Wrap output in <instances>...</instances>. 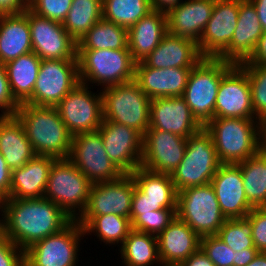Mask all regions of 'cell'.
Instances as JSON below:
<instances>
[{
    "label": "cell",
    "instance_id": "cell-1",
    "mask_svg": "<svg viewBox=\"0 0 266 266\" xmlns=\"http://www.w3.org/2000/svg\"><path fill=\"white\" fill-rule=\"evenodd\" d=\"M0 215V230L24 251L73 221L61 207L44 197L5 198L0 201Z\"/></svg>",
    "mask_w": 266,
    "mask_h": 266
},
{
    "label": "cell",
    "instance_id": "cell-2",
    "mask_svg": "<svg viewBox=\"0 0 266 266\" xmlns=\"http://www.w3.org/2000/svg\"><path fill=\"white\" fill-rule=\"evenodd\" d=\"M15 116L25 130L36 155L68 159L73 135L56 107L20 104Z\"/></svg>",
    "mask_w": 266,
    "mask_h": 266
},
{
    "label": "cell",
    "instance_id": "cell-3",
    "mask_svg": "<svg viewBox=\"0 0 266 266\" xmlns=\"http://www.w3.org/2000/svg\"><path fill=\"white\" fill-rule=\"evenodd\" d=\"M204 129L221 164L240 163L261 150L258 119L213 118Z\"/></svg>",
    "mask_w": 266,
    "mask_h": 266
},
{
    "label": "cell",
    "instance_id": "cell-4",
    "mask_svg": "<svg viewBox=\"0 0 266 266\" xmlns=\"http://www.w3.org/2000/svg\"><path fill=\"white\" fill-rule=\"evenodd\" d=\"M234 65L218 58H202L191 69L182 97L203 128L215 118L219 83Z\"/></svg>",
    "mask_w": 266,
    "mask_h": 266
},
{
    "label": "cell",
    "instance_id": "cell-5",
    "mask_svg": "<svg viewBox=\"0 0 266 266\" xmlns=\"http://www.w3.org/2000/svg\"><path fill=\"white\" fill-rule=\"evenodd\" d=\"M77 58L79 81L93 89V86L100 85L101 90L134 80L136 63L129 49L77 50Z\"/></svg>",
    "mask_w": 266,
    "mask_h": 266
},
{
    "label": "cell",
    "instance_id": "cell-6",
    "mask_svg": "<svg viewBox=\"0 0 266 266\" xmlns=\"http://www.w3.org/2000/svg\"><path fill=\"white\" fill-rule=\"evenodd\" d=\"M103 120H108L139 131L142 135L150 127L151 99L133 80L103 88Z\"/></svg>",
    "mask_w": 266,
    "mask_h": 266
},
{
    "label": "cell",
    "instance_id": "cell-7",
    "mask_svg": "<svg viewBox=\"0 0 266 266\" xmlns=\"http://www.w3.org/2000/svg\"><path fill=\"white\" fill-rule=\"evenodd\" d=\"M220 165L211 135L202 128L186 138L183 159L171 174L175 189L209 184Z\"/></svg>",
    "mask_w": 266,
    "mask_h": 266
},
{
    "label": "cell",
    "instance_id": "cell-8",
    "mask_svg": "<svg viewBox=\"0 0 266 266\" xmlns=\"http://www.w3.org/2000/svg\"><path fill=\"white\" fill-rule=\"evenodd\" d=\"M91 186L92 183L69 159H56L43 197L77 220L86 208Z\"/></svg>",
    "mask_w": 266,
    "mask_h": 266
},
{
    "label": "cell",
    "instance_id": "cell-9",
    "mask_svg": "<svg viewBox=\"0 0 266 266\" xmlns=\"http://www.w3.org/2000/svg\"><path fill=\"white\" fill-rule=\"evenodd\" d=\"M176 215L200 237L217 235L226 221L210 183L179 191Z\"/></svg>",
    "mask_w": 266,
    "mask_h": 266
},
{
    "label": "cell",
    "instance_id": "cell-10",
    "mask_svg": "<svg viewBox=\"0 0 266 266\" xmlns=\"http://www.w3.org/2000/svg\"><path fill=\"white\" fill-rule=\"evenodd\" d=\"M83 227L73 220L60 232L47 236L24 251L25 266H79Z\"/></svg>",
    "mask_w": 266,
    "mask_h": 266
},
{
    "label": "cell",
    "instance_id": "cell-11",
    "mask_svg": "<svg viewBox=\"0 0 266 266\" xmlns=\"http://www.w3.org/2000/svg\"><path fill=\"white\" fill-rule=\"evenodd\" d=\"M79 83L78 59L41 60L32 97L26 103L55 107Z\"/></svg>",
    "mask_w": 266,
    "mask_h": 266
},
{
    "label": "cell",
    "instance_id": "cell-12",
    "mask_svg": "<svg viewBox=\"0 0 266 266\" xmlns=\"http://www.w3.org/2000/svg\"><path fill=\"white\" fill-rule=\"evenodd\" d=\"M68 159L92 184L117 180L123 175L108 157L98 130L73 135Z\"/></svg>",
    "mask_w": 266,
    "mask_h": 266
},
{
    "label": "cell",
    "instance_id": "cell-13",
    "mask_svg": "<svg viewBox=\"0 0 266 266\" xmlns=\"http://www.w3.org/2000/svg\"><path fill=\"white\" fill-rule=\"evenodd\" d=\"M55 107L72 135L98 130L103 120L101 91L93 93L81 82Z\"/></svg>",
    "mask_w": 266,
    "mask_h": 266
},
{
    "label": "cell",
    "instance_id": "cell-14",
    "mask_svg": "<svg viewBox=\"0 0 266 266\" xmlns=\"http://www.w3.org/2000/svg\"><path fill=\"white\" fill-rule=\"evenodd\" d=\"M98 131L108 157L123 174L141 166L143 135L139 131L108 120H102Z\"/></svg>",
    "mask_w": 266,
    "mask_h": 266
},
{
    "label": "cell",
    "instance_id": "cell-15",
    "mask_svg": "<svg viewBox=\"0 0 266 266\" xmlns=\"http://www.w3.org/2000/svg\"><path fill=\"white\" fill-rule=\"evenodd\" d=\"M33 52L41 59H78L77 43L63 24L37 15L27 8Z\"/></svg>",
    "mask_w": 266,
    "mask_h": 266
},
{
    "label": "cell",
    "instance_id": "cell-16",
    "mask_svg": "<svg viewBox=\"0 0 266 266\" xmlns=\"http://www.w3.org/2000/svg\"><path fill=\"white\" fill-rule=\"evenodd\" d=\"M186 138L174 133L148 128L143 135L141 166L156 173L171 175L181 163Z\"/></svg>",
    "mask_w": 266,
    "mask_h": 266
},
{
    "label": "cell",
    "instance_id": "cell-17",
    "mask_svg": "<svg viewBox=\"0 0 266 266\" xmlns=\"http://www.w3.org/2000/svg\"><path fill=\"white\" fill-rule=\"evenodd\" d=\"M135 181L131 174H123L113 181L93 183L88 202L81 216L116 214L130 219Z\"/></svg>",
    "mask_w": 266,
    "mask_h": 266
},
{
    "label": "cell",
    "instance_id": "cell-18",
    "mask_svg": "<svg viewBox=\"0 0 266 266\" xmlns=\"http://www.w3.org/2000/svg\"><path fill=\"white\" fill-rule=\"evenodd\" d=\"M215 118L257 119L252 108L247 73L235 64L221 79L215 102Z\"/></svg>",
    "mask_w": 266,
    "mask_h": 266
},
{
    "label": "cell",
    "instance_id": "cell-19",
    "mask_svg": "<svg viewBox=\"0 0 266 266\" xmlns=\"http://www.w3.org/2000/svg\"><path fill=\"white\" fill-rule=\"evenodd\" d=\"M238 14L239 0H215L212 16L197 44L203 58H218L228 48Z\"/></svg>",
    "mask_w": 266,
    "mask_h": 266
},
{
    "label": "cell",
    "instance_id": "cell-20",
    "mask_svg": "<svg viewBox=\"0 0 266 266\" xmlns=\"http://www.w3.org/2000/svg\"><path fill=\"white\" fill-rule=\"evenodd\" d=\"M149 128L187 138L200 131L203 127L194 118L185 99L180 96L151 100Z\"/></svg>",
    "mask_w": 266,
    "mask_h": 266
},
{
    "label": "cell",
    "instance_id": "cell-21",
    "mask_svg": "<svg viewBox=\"0 0 266 266\" xmlns=\"http://www.w3.org/2000/svg\"><path fill=\"white\" fill-rule=\"evenodd\" d=\"M210 184L226 219L244 218L254 208L245 196L242 173L237 164H221Z\"/></svg>",
    "mask_w": 266,
    "mask_h": 266
},
{
    "label": "cell",
    "instance_id": "cell-22",
    "mask_svg": "<svg viewBox=\"0 0 266 266\" xmlns=\"http://www.w3.org/2000/svg\"><path fill=\"white\" fill-rule=\"evenodd\" d=\"M263 33L255 6L250 0H239V14L233 38L218 59L233 64L247 61Z\"/></svg>",
    "mask_w": 266,
    "mask_h": 266
},
{
    "label": "cell",
    "instance_id": "cell-23",
    "mask_svg": "<svg viewBox=\"0 0 266 266\" xmlns=\"http://www.w3.org/2000/svg\"><path fill=\"white\" fill-rule=\"evenodd\" d=\"M215 0H185L166 12L169 34L198 44L212 16Z\"/></svg>",
    "mask_w": 266,
    "mask_h": 266
},
{
    "label": "cell",
    "instance_id": "cell-24",
    "mask_svg": "<svg viewBox=\"0 0 266 266\" xmlns=\"http://www.w3.org/2000/svg\"><path fill=\"white\" fill-rule=\"evenodd\" d=\"M192 68H151L143 62L135 64L134 81L152 100L183 96Z\"/></svg>",
    "mask_w": 266,
    "mask_h": 266
},
{
    "label": "cell",
    "instance_id": "cell-25",
    "mask_svg": "<svg viewBox=\"0 0 266 266\" xmlns=\"http://www.w3.org/2000/svg\"><path fill=\"white\" fill-rule=\"evenodd\" d=\"M201 237L177 216L157 236L162 266H179L200 249Z\"/></svg>",
    "mask_w": 266,
    "mask_h": 266
},
{
    "label": "cell",
    "instance_id": "cell-26",
    "mask_svg": "<svg viewBox=\"0 0 266 266\" xmlns=\"http://www.w3.org/2000/svg\"><path fill=\"white\" fill-rule=\"evenodd\" d=\"M202 58L197 43L167 33L142 62L157 69L193 68Z\"/></svg>",
    "mask_w": 266,
    "mask_h": 266
},
{
    "label": "cell",
    "instance_id": "cell-27",
    "mask_svg": "<svg viewBox=\"0 0 266 266\" xmlns=\"http://www.w3.org/2000/svg\"><path fill=\"white\" fill-rule=\"evenodd\" d=\"M52 156L36 155L23 167L12 170L10 194L7 198H43L53 162Z\"/></svg>",
    "mask_w": 266,
    "mask_h": 266
},
{
    "label": "cell",
    "instance_id": "cell-28",
    "mask_svg": "<svg viewBox=\"0 0 266 266\" xmlns=\"http://www.w3.org/2000/svg\"><path fill=\"white\" fill-rule=\"evenodd\" d=\"M168 33L166 13L152 10L127 30L128 49L135 63L142 62Z\"/></svg>",
    "mask_w": 266,
    "mask_h": 266
},
{
    "label": "cell",
    "instance_id": "cell-29",
    "mask_svg": "<svg viewBox=\"0 0 266 266\" xmlns=\"http://www.w3.org/2000/svg\"><path fill=\"white\" fill-rule=\"evenodd\" d=\"M32 51L27 9L21 13L0 14V62L6 64Z\"/></svg>",
    "mask_w": 266,
    "mask_h": 266
},
{
    "label": "cell",
    "instance_id": "cell-30",
    "mask_svg": "<svg viewBox=\"0 0 266 266\" xmlns=\"http://www.w3.org/2000/svg\"><path fill=\"white\" fill-rule=\"evenodd\" d=\"M0 153L8 167H23L36 156L23 125L15 115H0Z\"/></svg>",
    "mask_w": 266,
    "mask_h": 266
},
{
    "label": "cell",
    "instance_id": "cell-31",
    "mask_svg": "<svg viewBox=\"0 0 266 266\" xmlns=\"http://www.w3.org/2000/svg\"><path fill=\"white\" fill-rule=\"evenodd\" d=\"M40 64L41 59L33 51L5 64L12 95L19 104L32 97Z\"/></svg>",
    "mask_w": 266,
    "mask_h": 266
},
{
    "label": "cell",
    "instance_id": "cell-32",
    "mask_svg": "<svg viewBox=\"0 0 266 266\" xmlns=\"http://www.w3.org/2000/svg\"><path fill=\"white\" fill-rule=\"evenodd\" d=\"M84 230V234L93 235L104 245L116 246L123 244L125 238L132 230L129 218L113 213L99 216H80L76 220Z\"/></svg>",
    "mask_w": 266,
    "mask_h": 266
},
{
    "label": "cell",
    "instance_id": "cell-33",
    "mask_svg": "<svg viewBox=\"0 0 266 266\" xmlns=\"http://www.w3.org/2000/svg\"><path fill=\"white\" fill-rule=\"evenodd\" d=\"M119 247L124 266H162L157 236L132 229Z\"/></svg>",
    "mask_w": 266,
    "mask_h": 266
},
{
    "label": "cell",
    "instance_id": "cell-34",
    "mask_svg": "<svg viewBox=\"0 0 266 266\" xmlns=\"http://www.w3.org/2000/svg\"><path fill=\"white\" fill-rule=\"evenodd\" d=\"M135 185L152 201H160L167 209H177V190L172 182L171 175L156 173L138 167L131 173Z\"/></svg>",
    "mask_w": 266,
    "mask_h": 266
},
{
    "label": "cell",
    "instance_id": "cell-35",
    "mask_svg": "<svg viewBox=\"0 0 266 266\" xmlns=\"http://www.w3.org/2000/svg\"><path fill=\"white\" fill-rule=\"evenodd\" d=\"M241 169L245 196L253 207L266 206V152L237 163Z\"/></svg>",
    "mask_w": 266,
    "mask_h": 266
},
{
    "label": "cell",
    "instance_id": "cell-36",
    "mask_svg": "<svg viewBox=\"0 0 266 266\" xmlns=\"http://www.w3.org/2000/svg\"><path fill=\"white\" fill-rule=\"evenodd\" d=\"M128 49L127 29L100 19L77 43V50Z\"/></svg>",
    "mask_w": 266,
    "mask_h": 266
},
{
    "label": "cell",
    "instance_id": "cell-37",
    "mask_svg": "<svg viewBox=\"0 0 266 266\" xmlns=\"http://www.w3.org/2000/svg\"><path fill=\"white\" fill-rule=\"evenodd\" d=\"M102 0H72L63 27L78 43L102 19Z\"/></svg>",
    "mask_w": 266,
    "mask_h": 266
},
{
    "label": "cell",
    "instance_id": "cell-38",
    "mask_svg": "<svg viewBox=\"0 0 266 266\" xmlns=\"http://www.w3.org/2000/svg\"><path fill=\"white\" fill-rule=\"evenodd\" d=\"M102 18L127 30L151 12V0H102Z\"/></svg>",
    "mask_w": 266,
    "mask_h": 266
},
{
    "label": "cell",
    "instance_id": "cell-39",
    "mask_svg": "<svg viewBox=\"0 0 266 266\" xmlns=\"http://www.w3.org/2000/svg\"><path fill=\"white\" fill-rule=\"evenodd\" d=\"M251 232V222L247 217L226 219L217 236L236 252L246 248H255Z\"/></svg>",
    "mask_w": 266,
    "mask_h": 266
},
{
    "label": "cell",
    "instance_id": "cell-40",
    "mask_svg": "<svg viewBox=\"0 0 266 266\" xmlns=\"http://www.w3.org/2000/svg\"><path fill=\"white\" fill-rule=\"evenodd\" d=\"M248 76L254 116L260 121L266 116V65L238 64Z\"/></svg>",
    "mask_w": 266,
    "mask_h": 266
},
{
    "label": "cell",
    "instance_id": "cell-41",
    "mask_svg": "<svg viewBox=\"0 0 266 266\" xmlns=\"http://www.w3.org/2000/svg\"><path fill=\"white\" fill-rule=\"evenodd\" d=\"M176 210L165 208L148 214L130 215L131 228L158 236L175 219Z\"/></svg>",
    "mask_w": 266,
    "mask_h": 266
},
{
    "label": "cell",
    "instance_id": "cell-42",
    "mask_svg": "<svg viewBox=\"0 0 266 266\" xmlns=\"http://www.w3.org/2000/svg\"><path fill=\"white\" fill-rule=\"evenodd\" d=\"M200 249L213 262L214 266H234L235 251L217 235L201 237Z\"/></svg>",
    "mask_w": 266,
    "mask_h": 266
},
{
    "label": "cell",
    "instance_id": "cell-43",
    "mask_svg": "<svg viewBox=\"0 0 266 266\" xmlns=\"http://www.w3.org/2000/svg\"><path fill=\"white\" fill-rule=\"evenodd\" d=\"M71 4L72 0H36L29 9L39 16L63 23Z\"/></svg>",
    "mask_w": 266,
    "mask_h": 266
},
{
    "label": "cell",
    "instance_id": "cell-44",
    "mask_svg": "<svg viewBox=\"0 0 266 266\" xmlns=\"http://www.w3.org/2000/svg\"><path fill=\"white\" fill-rule=\"evenodd\" d=\"M246 217L251 222V237L255 248L266 253V206L254 207Z\"/></svg>",
    "mask_w": 266,
    "mask_h": 266
},
{
    "label": "cell",
    "instance_id": "cell-45",
    "mask_svg": "<svg viewBox=\"0 0 266 266\" xmlns=\"http://www.w3.org/2000/svg\"><path fill=\"white\" fill-rule=\"evenodd\" d=\"M24 265V250L13 244L0 230V266Z\"/></svg>",
    "mask_w": 266,
    "mask_h": 266
},
{
    "label": "cell",
    "instance_id": "cell-46",
    "mask_svg": "<svg viewBox=\"0 0 266 266\" xmlns=\"http://www.w3.org/2000/svg\"><path fill=\"white\" fill-rule=\"evenodd\" d=\"M19 105L12 95L5 64L0 62V115H15Z\"/></svg>",
    "mask_w": 266,
    "mask_h": 266
},
{
    "label": "cell",
    "instance_id": "cell-47",
    "mask_svg": "<svg viewBox=\"0 0 266 266\" xmlns=\"http://www.w3.org/2000/svg\"><path fill=\"white\" fill-rule=\"evenodd\" d=\"M161 209L165 208L160 204V201L149 200L146 198V195L135 185L130 215L148 214Z\"/></svg>",
    "mask_w": 266,
    "mask_h": 266
},
{
    "label": "cell",
    "instance_id": "cell-48",
    "mask_svg": "<svg viewBox=\"0 0 266 266\" xmlns=\"http://www.w3.org/2000/svg\"><path fill=\"white\" fill-rule=\"evenodd\" d=\"M12 170L8 167L4 157L0 153V201L10 194Z\"/></svg>",
    "mask_w": 266,
    "mask_h": 266
},
{
    "label": "cell",
    "instance_id": "cell-49",
    "mask_svg": "<svg viewBox=\"0 0 266 266\" xmlns=\"http://www.w3.org/2000/svg\"><path fill=\"white\" fill-rule=\"evenodd\" d=\"M243 63L266 65V32L260 37L250 58Z\"/></svg>",
    "mask_w": 266,
    "mask_h": 266
},
{
    "label": "cell",
    "instance_id": "cell-50",
    "mask_svg": "<svg viewBox=\"0 0 266 266\" xmlns=\"http://www.w3.org/2000/svg\"><path fill=\"white\" fill-rule=\"evenodd\" d=\"M27 8L22 0H0V14L21 13Z\"/></svg>",
    "mask_w": 266,
    "mask_h": 266
},
{
    "label": "cell",
    "instance_id": "cell-51",
    "mask_svg": "<svg viewBox=\"0 0 266 266\" xmlns=\"http://www.w3.org/2000/svg\"><path fill=\"white\" fill-rule=\"evenodd\" d=\"M179 266H214L213 262L199 249Z\"/></svg>",
    "mask_w": 266,
    "mask_h": 266
},
{
    "label": "cell",
    "instance_id": "cell-52",
    "mask_svg": "<svg viewBox=\"0 0 266 266\" xmlns=\"http://www.w3.org/2000/svg\"><path fill=\"white\" fill-rule=\"evenodd\" d=\"M259 253L256 248H246L235 252L234 266H246Z\"/></svg>",
    "mask_w": 266,
    "mask_h": 266
},
{
    "label": "cell",
    "instance_id": "cell-53",
    "mask_svg": "<svg viewBox=\"0 0 266 266\" xmlns=\"http://www.w3.org/2000/svg\"><path fill=\"white\" fill-rule=\"evenodd\" d=\"M184 0H151L153 10L167 12L171 8L177 6Z\"/></svg>",
    "mask_w": 266,
    "mask_h": 266
},
{
    "label": "cell",
    "instance_id": "cell-54",
    "mask_svg": "<svg viewBox=\"0 0 266 266\" xmlns=\"http://www.w3.org/2000/svg\"><path fill=\"white\" fill-rule=\"evenodd\" d=\"M255 6L259 21L264 32H266V0H250Z\"/></svg>",
    "mask_w": 266,
    "mask_h": 266
},
{
    "label": "cell",
    "instance_id": "cell-55",
    "mask_svg": "<svg viewBox=\"0 0 266 266\" xmlns=\"http://www.w3.org/2000/svg\"><path fill=\"white\" fill-rule=\"evenodd\" d=\"M259 124L261 150L266 152V116L259 121Z\"/></svg>",
    "mask_w": 266,
    "mask_h": 266
},
{
    "label": "cell",
    "instance_id": "cell-56",
    "mask_svg": "<svg viewBox=\"0 0 266 266\" xmlns=\"http://www.w3.org/2000/svg\"><path fill=\"white\" fill-rule=\"evenodd\" d=\"M246 266H266V253L259 252L257 256Z\"/></svg>",
    "mask_w": 266,
    "mask_h": 266
},
{
    "label": "cell",
    "instance_id": "cell-57",
    "mask_svg": "<svg viewBox=\"0 0 266 266\" xmlns=\"http://www.w3.org/2000/svg\"><path fill=\"white\" fill-rule=\"evenodd\" d=\"M22 1L29 8L36 0H22Z\"/></svg>",
    "mask_w": 266,
    "mask_h": 266
}]
</instances>
